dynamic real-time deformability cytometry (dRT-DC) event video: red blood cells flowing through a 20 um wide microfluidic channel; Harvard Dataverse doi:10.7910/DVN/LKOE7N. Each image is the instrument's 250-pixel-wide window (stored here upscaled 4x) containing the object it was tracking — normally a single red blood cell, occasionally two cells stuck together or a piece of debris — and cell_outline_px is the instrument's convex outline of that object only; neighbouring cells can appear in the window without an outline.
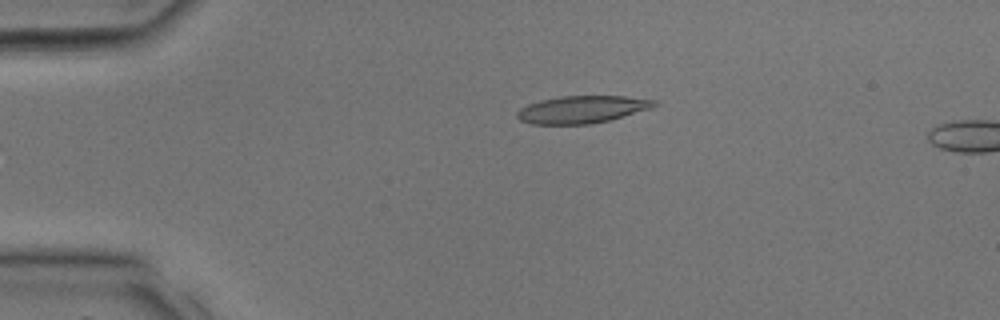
{"species": "common noctule bat (a hibernating species)", "species_latin": "Nyctalus noctula", "temperature_condition": "room temperature", "stored_images_in_passage": 8, "camera_frame_rate_fps": 3000, "um_per_image_px": 0.085, "animal": {"sex": "male", "body_mass_g": 17.9, "forearm_length_mm": 54.2}, "frame": {"image": 1, "passage_image": 6, "time_ms": 1.667, "image_size_px": [1000, 320], "cell_outline_px": [[656, 104], [652, 108], [612, 120], [588, 124], [532, 124], [520, 120], [516, 116], [516, 112], [520, 108], [528, 104], [540, 100], [560, 96], [624, 96], [656, 100]], "centroid_in_image_um": [49.47, 9.3], "position_along_channel_um": 35.5, "area_um2": 21.96}}